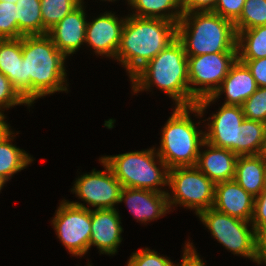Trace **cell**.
<instances>
[{"label":"cell","mask_w":266,"mask_h":266,"mask_svg":"<svg viewBox=\"0 0 266 266\" xmlns=\"http://www.w3.org/2000/svg\"><path fill=\"white\" fill-rule=\"evenodd\" d=\"M24 60V100H35L56 92H68L65 63L67 57L54 45L48 34L22 36Z\"/></svg>","instance_id":"obj_1"},{"label":"cell","mask_w":266,"mask_h":266,"mask_svg":"<svg viewBox=\"0 0 266 266\" xmlns=\"http://www.w3.org/2000/svg\"><path fill=\"white\" fill-rule=\"evenodd\" d=\"M177 38V24L160 18L127 15L115 60L131 78Z\"/></svg>","instance_id":"obj_2"},{"label":"cell","mask_w":266,"mask_h":266,"mask_svg":"<svg viewBox=\"0 0 266 266\" xmlns=\"http://www.w3.org/2000/svg\"><path fill=\"white\" fill-rule=\"evenodd\" d=\"M188 56L176 38L131 78L133 94L159 88L175 102V107L190 106Z\"/></svg>","instance_id":"obj_3"},{"label":"cell","mask_w":266,"mask_h":266,"mask_svg":"<svg viewBox=\"0 0 266 266\" xmlns=\"http://www.w3.org/2000/svg\"><path fill=\"white\" fill-rule=\"evenodd\" d=\"M177 39L187 56L237 52L234 23L213 11L183 13L177 23Z\"/></svg>","instance_id":"obj_4"},{"label":"cell","mask_w":266,"mask_h":266,"mask_svg":"<svg viewBox=\"0 0 266 266\" xmlns=\"http://www.w3.org/2000/svg\"><path fill=\"white\" fill-rule=\"evenodd\" d=\"M192 106L174 107L173 113L161 128L160 146L157 154L169 169L195 166L202 143L204 131L197 128L200 121L191 119Z\"/></svg>","instance_id":"obj_5"},{"label":"cell","mask_w":266,"mask_h":266,"mask_svg":"<svg viewBox=\"0 0 266 266\" xmlns=\"http://www.w3.org/2000/svg\"><path fill=\"white\" fill-rule=\"evenodd\" d=\"M122 187L146 189L160 193L168 190L169 168L159 157L156 147L118 155L102 156ZM156 159V160H155Z\"/></svg>","instance_id":"obj_6"},{"label":"cell","mask_w":266,"mask_h":266,"mask_svg":"<svg viewBox=\"0 0 266 266\" xmlns=\"http://www.w3.org/2000/svg\"><path fill=\"white\" fill-rule=\"evenodd\" d=\"M197 217L225 249L255 263L260 235L251 222L229 216L212 207L203 210Z\"/></svg>","instance_id":"obj_7"},{"label":"cell","mask_w":266,"mask_h":266,"mask_svg":"<svg viewBox=\"0 0 266 266\" xmlns=\"http://www.w3.org/2000/svg\"><path fill=\"white\" fill-rule=\"evenodd\" d=\"M168 188L170 192H167V198L171 211L179 205L195 210L197 216L213 206L215 183L196 166L169 169Z\"/></svg>","instance_id":"obj_8"},{"label":"cell","mask_w":266,"mask_h":266,"mask_svg":"<svg viewBox=\"0 0 266 266\" xmlns=\"http://www.w3.org/2000/svg\"><path fill=\"white\" fill-rule=\"evenodd\" d=\"M237 58V52L188 56L190 106H194L202 98L213 95Z\"/></svg>","instance_id":"obj_9"},{"label":"cell","mask_w":266,"mask_h":266,"mask_svg":"<svg viewBox=\"0 0 266 266\" xmlns=\"http://www.w3.org/2000/svg\"><path fill=\"white\" fill-rule=\"evenodd\" d=\"M99 162L104 170L97 171L94 168L91 172L80 175L71 188V192L78 199L87 203V206L79 201H69L70 203L88 210H91V207L115 209V205L119 204L122 185L101 158H99Z\"/></svg>","instance_id":"obj_10"},{"label":"cell","mask_w":266,"mask_h":266,"mask_svg":"<svg viewBox=\"0 0 266 266\" xmlns=\"http://www.w3.org/2000/svg\"><path fill=\"white\" fill-rule=\"evenodd\" d=\"M51 222L57 238L71 255L82 257L88 253L91 236V210L76 206L63 199Z\"/></svg>","instance_id":"obj_11"},{"label":"cell","mask_w":266,"mask_h":266,"mask_svg":"<svg viewBox=\"0 0 266 266\" xmlns=\"http://www.w3.org/2000/svg\"><path fill=\"white\" fill-rule=\"evenodd\" d=\"M257 84L250 69L238 58L231 65L228 74L222 81L220 87L212 96L202 98L192 106L193 115L201 119L206 109L215 103L221 95H225V105L241 106L256 90Z\"/></svg>","instance_id":"obj_12"},{"label":"cell","mask_w":266,"mask_h":266,"mask_svg":"<svg viewBox=\"0 0 266 266\" xmlns=\"http://www.w3.org/2000/svg\"><path fill=\"white\" fill-rule=\"evenodd\" d=\"M244 119L241 106L222 104L211 117L202 120V123L209 121L204 126L205 141L240 156V126Z\"/></svg>","instance_id":"obj_13"},{"label":"cell","mask_w":266,"mask_h":266,"mask_svg":"<svg viewBox=\"0 0 266 266\" xmlns=\"http://www.w3.org/2000/svg\"><path fill=\"white\" fill-rule=\"evenodd\" d=\"M125 21L126 16L118 18L112 11L100 13L95 19L87 21L85 45L91 47L96 56L115 59Z\"/></svg>","instance_id":"obj_14"},{"label":"cell","mask_w":266,"mask_h":266,"mask_svg":"<svg viewBox=\"0 0 266 266\" xmlns=\"http://www.w3.org/2000/svg\"><path fill=\"white\" fill-rule=\"evenodd\" d=\"M119 211L115 209H91V236L89 250L96 246L100 254L115 255L123 238Z\"/></svg>","instance_id":"obj_15"},{"label":"cell","mask_w":266,"mask_h":266,"mask_svg":"<svg viewBox=\"0 0 266 266\" xmlns=\"http://www.w3.org/2000/svg\"><path fill=\"white\" fill-rule=\"evenodd\" d=\"M124 202L134 218L141 224H148L165 216L171 210L167 193H160L146 189L122 187L119 203Z\"/></svg>","instance_id":"obj_16"},{"label":"cell","mask_w":266,"mask_h":266,"mask_svg":"<svg viewBox=\"0 0 266 266\" xmlns=\"http://www.w3.org/2000/svg\"><path fill=\"white\" fill-rule=\"evenodd\" d=\"M84 7V4L81 3L47 33L57 49L67 58L71 54L73 56L82 45H85L83 43H85L88 20Z\"/></svg>","instance_id":"obj_17"},{"label":"cell","mask_w":266,"mask_h":266,"mask_svg":"<svg viewBox=\"0 0 266 266\" xmlns=\"http://www.w3.org/2000/svg\"><path fill=\"white\" fill-rule=\"evenodd\" d=\"M254 199L235 180L215 184L212 208L229 216L251 222L254 211Z\"/></svg>","instance_id":"obj_18"},{"label":"cell","mask_w":266,"mask_h":266,"mask_svg":"<svg viewBox=\"0 0 266 266\" xmlns=\"http://www.w3.org/2000/svg\"><path fill=\"white\" fill-rule=\"evenodd\" d=\"M203 147H205V150H203ZM201 148L195 166L204 175L215 184L234 180L235 165L238 157L234 152L215 147L206 141L202 143Z\"/></svg>","instance_id":"obj_19"},{"label":"cell","mask_w":266,"mask_h":266,"mask_svg":"<svg viewBox=\"0 0 266 266\" xmlns=\"http://www.w3.org/2000/svg\"><path fill=\"white\" fill-rule=\"evenodd\" d=\"M0 72L11 82L13 88L24 99V60L22 59V37L0 39Z\"/></svg>","instance_id":"obj_20"},{"label":"cell","mask_w":266,"mask_h":266,"mask_svg":"<svg viewBox=\"0 0 266 266\" xmlns=\"http://www.w3.org/2000/svg\"><path fill=\"white\" fill-rule=\"evenodd\" d=\"M234 180L253 197L266 188L265 162L258 155L238 156Z\"/></svg>","instance_id":"obj_21"},{"label":"cell","mask_w":266,"mask_h":266,"mask_svg":"<svg viewBox=\"0 0 266 266\" xmlns=\"http://www.w3.org/2000/svg\"><path fill=\"white\" fill-rule=\"evenodd\" d=\"M17 134L11 129L0 139V180L5 184L34 161L33 156L12 143Z\"/></svg>","instance_id":"obj_22"},{"label":"cell","mask_w":266,"mask_h":266,"mask_svg":"<svg viewBox=\"0 0 266 266\" xmlns=\"http://www.w3.org/2000/svg\"><path fill=\"white\" fill-rule=\"evenodd\" d=\"M130 15L141 18H160L176 24L183 15L181 0H127Z\"/></svg>","instance_id":"obj_23"},{"label":"cell","mask_w":266,"mask_h":266,"mask_svg":"<svg viewBox=\"0 0 266 266\" xmlns=\"http://www.w3.org/2000/svg\"><path fill=\"white\" fill-rule=\"evenodd\" d=\"M40 0H17L16 22L18 38L26 35H43Z\"/></svg>","instance_id":"obj_24"},{"label":"cell","mask_w":266,"mask_h":266,"mask_svg":"<svg viewBox=\"0 0 266 266\" xmlns=\"http://www.w3.org/2000/svg\"><path fill=\"white\" fill-rule=\"evenodd\" d=\"M238 59L266 57V25L242 30L237 34Z\"/></svg>","instance_id":"obj_25"},{"label":"cell","mask_w":266,"mask_h":266,"mask_svg":"<svg viewBox=\"0 0 266 266\" xmlns=\"http://www.w3.org/2000/svg\"><path fill=\"white\" fill-rule=\"evenodd\" d=\"M265 134V123L245 118L240 126V156L258 155Z\"/></svg>","instance_id":"obj_26"},{"label":"cell","mask_w":266,"mask_h":266,"mask_svg":"<svg viewBox=\"0 0 266 266\" xmlns=\"http://www.w3.org/2000/svg\"><path fill=\"white\" fill-rule=\"evenodd\" d=\"M43 34L81 4V0H40Z\"/></svg>","instance_id":"obj_27"},{"label":"cell","mask_w":266,"mask_h":266,"mask_svg":"<svg viewBox=\"0 0 266 266\" xmlns=\"http://www.w3.org/2000/svg\"><path fill=\"white\" fill-rule=\"evenodd\" d=\"M266 25V0H246L240 17L234 22L236 33Z\"/></svg>","instance_id":"obj_28"},{"label":"cell","mask_w":266,"mask_h":266,"mask_svg":"<svg viewBox=\"0 0 266 266\" xmlns=\"http://www.w3.org/2000/svg\"><path fill=\"white\" fill-rule=\"evenodd\" d=\"M241 107L246 119L266 124V87H258Z\"/></svg>","instance_id":"obj_29"},{"label":"cell","mask_w":266,"mask_h":266,"mask_svg":"<svg viewBox=\"0 0 266 266\" xmlns=\"http://www.w3.org/2000/svg\"><path fill=\"white\" fill-rule=\"evenodd\" d=\"M16 3L0 1V39H18Z\"/></svg>","instance_id":"obj_30"},{"label":"cell","mask_w":266,"mask_h":266,"mask_svg":"<svg viewBox=\"0 0 266 266\" xmlns=\"http://www.w3.org/2000/svg\"><path fill=\"white\" fill-rule=\"evenodd\" d=\"M173 263L169 257L161 256L155 250L145 247L133 252L126 266H173Z\"/></svg>","instance_id":"obj_31"},{"label":"cell","mask_w":266,"mask_h":266,"mask_svg":"<svg viewBox=\"0 0 266 266\" xmlns=\"http://www.w3.org/2000/svg\"><path fill=\"white\" fill-rule=\"evenodd\" d=\"M23 104L30 107V105L13 88L10 80L0 72V113H3L11 107Z\"/></svg>","instance_id":"obj_32"},{"label":"cell","mask_w":266,"mask_h":266,"mask_svg":"<svg viewBox=\"0 0 266 266\" xmlns=\"http://www.w3.org/2000/svg\"><path fill=\"white\" fill-rule=\"evenodd\" d=\"M246 0H217L214 13L235 22L241 15Z\"/></svg>","instance_id":"obj_33"},{"label":"cell","mask_w":266,"mask_h":266,"mask_svg":"<svg viewBox=\"0 0 266 266\" xmlns=\"http://www.w3.org/2000/svg\"><path fill=\"white\" fill-rule=\"evenodd\" d=\"M251 223L259 234L266 228V188L254 199Z\"/></svg>","instance_id":"obj_34"},{"label":"cell","mask_w":266,"mask_h":266,"mask_svg":"<svg viewBox=\"0 0 266 266\" xmlns=\"http://www.w3.org/2000/svg\"><path fill=\"white\" fill-rule=\"evenodd\" d=\"M250 69L257 87H266V57L261 59H239Z\"/></svg>","instance_id":"obj_35"},{"label":"cell","mask_w":266,"mask_h":266,"mask_svg":"<svg viewBox=\"0 0 266 266\" xmlns=\"http://www.w3.org/2000/svg\"><path fill=\"white\" fill-rule=\"evenodd\" d=\"M194 244L187 240L185 242V247L183 249L182 261L181 264L177 263L173 266H206L203 259L200 258L199 254L196 251Z\"/></svg>","instance_id":"obj_36"},{"label":"cell","mask_w":266,"mask_h":266,"mask_svg":"<svg viewBox=\"0 0 266 266\" xmlns=\"http://www.w3.org/2000/svg\"><path fill=\"white\" fill-rule=\"evenodd\" d=\"M217 0H181L183 13L213 11Z\"/></svg>","instance_id":"obj_37"},{"label":"cell","mask_w":266,"mask_h":266,"mask_svg":"<svg viewBox=\"0 0 266 266\" xmlns=\"http://www.w3.org/2000/svg\"><path fill=\"white\" fill-rule=\"evenodd\" d=\"M256 263L258 265H262V263L266 265V242L257 243V257L255 264Z\"/></svg>","instance_id":"obj_38"},{"label":"cell","mask_w":266,"mask_h":266,"mask_svg":"<svg viewBox=\"0 0 266 266\" xmlns=\"http://www.w3.org/2000/svg\"><path fill=\"white\" fill-rule=\"evenodd\" d=\"M6 116L4 113H0V139L4 137L11 129V126L5 121Z\"/></svg>","instance_id":"obj_39"},{"label":"cell","mask_w":266,"mask_h":266,"mask_svg":"<svg viewBox=\"0 0 266 266\" xmlns=\"http://www.w3.org/2000/svg\"><path fill=\"white\" fill-rule=\"evenodd\" d=\"M258 156L266 163V134L262 141L261 149L258 153Z\"/></svg>","instance_id":"obj_40"},{"label":"cell","mask_w":266,"mask_h":266,"mask_svg":"<svg viewBox=\"0 0 266 266\" xmlns=\"http://www.w3.org/2000/svg\"><path fill=\"white\" fill-rule=\"evenodd\" d=\"M259 235L258 242H266V228Z\"/></svg>","instance_id":"obj_41"},{"label":"cell","mask_w":266,"mask_h":266,"mask_svg":"<svg viewBox=\"0 0 266 266\" xmlns=\"http://www.w3.org/2000/svg\"><path fill=\"white\" fill-rule=\"evenodd\" d=\"M101 1H107V2H115V1H117V0H101ZM127 1V0H126ZM81 3L82 4H85V2H84V0H81Z\"/></svg>","instance_id":"obj_42"},{"label":"cell","mask_w":266,"mask_h":266,"mask_svg":"<svg viewBox=\"0 0 266 266\" xmlns=\"http://www.w3.org/2000/svg\"><path fill=\"white\" fill-rule=\"evenodd\" d=\"M4 185H5V183L0 180V191L2 190V188L4 187Z\"/></svg>","instance_id":"obj_43"},{"label":"cell","mask_w":266,"mask_h":266,"mask_svg":"<svg viewBox=\"0 0 266 266\" xmlns=\"http://www.w3.org/2000/svg\"><path fill=\"white\" fill-rule=\"evenodd\" d=\"M0 1H8V2H12V3H16L17 0H0Z\"/></svg>","instance_id":"obj_44"},{"label":"cell","mask_w":266,"mask_h":266,"mask_svg":"<svg viewBox=\"0 0 266 266\" xmlns=\"http://www.w3.org/2000/svg\"><path fill=\"white\" fill-rule=\"evenodd\" d=\"M265 184H266V163H265Z\"/></svg>","instance_id":"obj_45"}]
</instances>
